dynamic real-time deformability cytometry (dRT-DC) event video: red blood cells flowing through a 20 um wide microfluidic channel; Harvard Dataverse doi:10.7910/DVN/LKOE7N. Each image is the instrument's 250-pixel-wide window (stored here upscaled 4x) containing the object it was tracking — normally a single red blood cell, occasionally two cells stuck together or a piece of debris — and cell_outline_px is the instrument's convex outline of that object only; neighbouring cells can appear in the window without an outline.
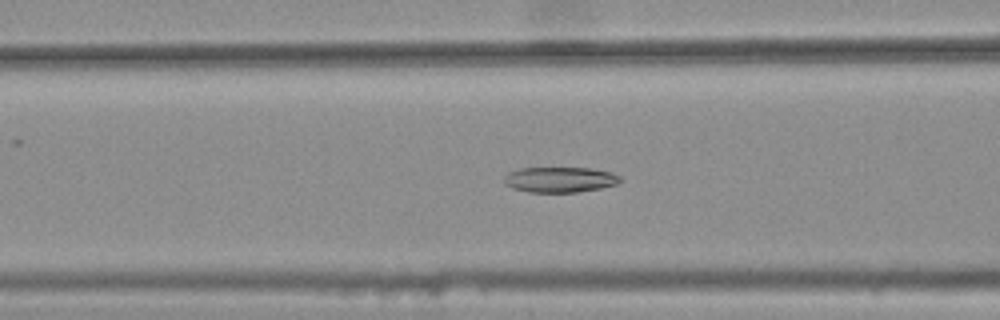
{"species": "common noctule bat (a hibernating species)", "species_latin": "Nyctalus noctula", "temperature_condition": "warm", "stored_images_in_passage": 44, "camera_frame_rate_fps": 3000, "um_per_image_px": 0.085, "animal": {"sex": "female", "body_mass_g": 25.1}, "frame": {"image": 1, "passage_image": 20, "time_ms": 6.333, "image_size_px": [1000, 320], "cell_outline_px": [[620, 180], [616, 184], [600, 188], [576, 192], [528, 192], [512, 188], [504, 184], [504, 176], [508, 172], [520, 168], [592, 168], [612, 172], [620, 176]], "centroid_in_image_um": [47.56, 15.26], "position_along_channel_um": 119.0, "area_um2": 17.22}}
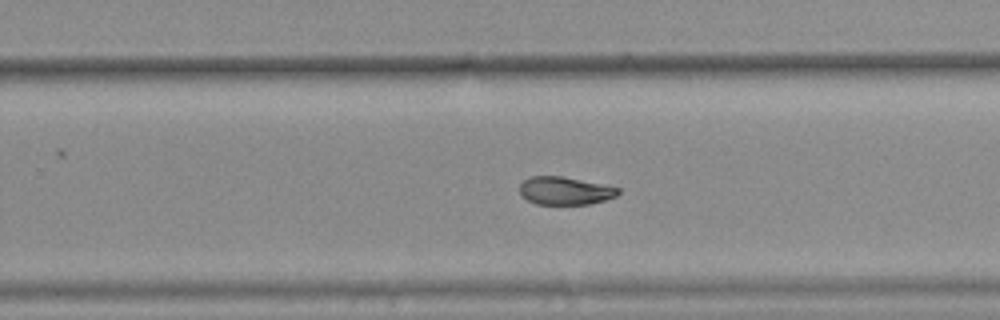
{"frame": {"image": 2, "passage_image": 33, "time_ms": 10.667, "image_size_px": [1000, 320], "cell_outline_px": [[620, 192], [616, 196], [604, 200], [588, 204], [536, 204], [520, 196], [520, 184], [524, 180], [532, 176], [564, 176], [604, 184], [620, 188]], "centroid_in_image_um": [48.02, 16.2], "position_along_channel_um": 281.8, "area_um2": 16.13}}
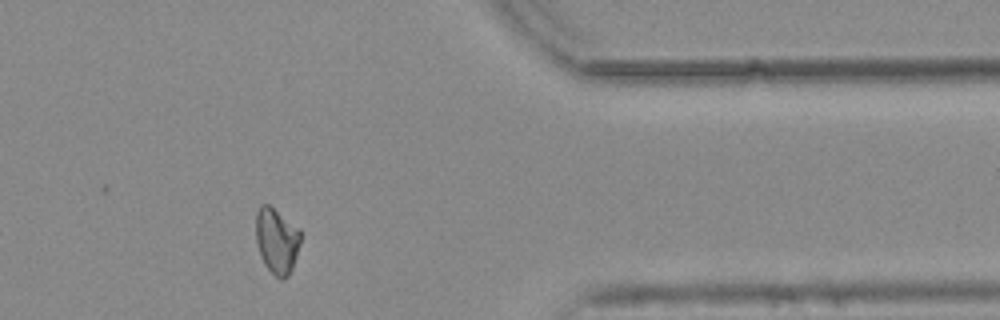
{"frame": {"image": 3, "passage_image": 43, "time_ms": 14.0, "image_size_px": [1000, 320], "cell_outline_px": [[300, 244], [292, 268], [288, 276], [280, 280], [264, 264], [260, 256], [256, 240], [256, 212], [260, 204], [268, 204], [300, 228]], "centroid_in_image_um": [23.52, 20.44], "position_along_channel_um": 387.9, "area_um2": 17.11}, "authors_computed_cell_mechanics": {"area_um2": 17.629, "velocity_mm_per_s": 3.7647, "shape_relaxation_time_tau1_ms": null, "shape_relaxation_time_tau2_ms": 6.169, "deformation_change_tau1": null, "deformation_change_tau2": 0.1082}}